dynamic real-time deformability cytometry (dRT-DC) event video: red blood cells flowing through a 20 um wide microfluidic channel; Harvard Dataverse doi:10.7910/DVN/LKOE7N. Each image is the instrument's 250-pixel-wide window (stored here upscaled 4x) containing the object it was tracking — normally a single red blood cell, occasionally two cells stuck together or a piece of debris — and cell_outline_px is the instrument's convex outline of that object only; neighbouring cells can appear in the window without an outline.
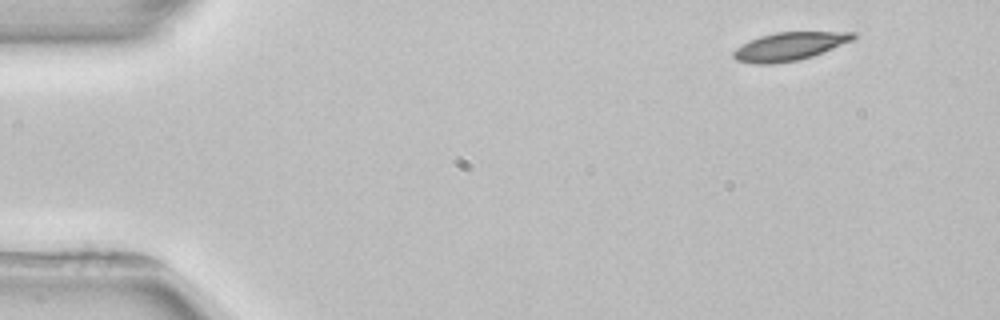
{"species": "common noctule bat (a hibernating species)", "species_latin": "Nyctalus noctula", "temperature_condition": "room temperature", "stored_images_in_passage": 3, "camera_frame_rate_fps": 3000, "um_per_image_px": 0.085, "animal": {"sex": "female", "body_mass_g": 22.7, "forearm_length_mm": 54.2}, "frame": {"image": 1, "passage_image": 1, "time_ms": 0.0, "image_size_px": [1000, 320], "cell_outline_px": [[856, 36], [852, 40], [812, 56], [796, 60], [772, 64], [756, 64], [736, 60], [732, 56], [732, 52], [736, 48], [760, 36], [776, 32], [856, 32]], "centroid_in_image_um": [67.07, 3.94], "position_along_channel_um": 17.9, "area_um2": 19.31}}